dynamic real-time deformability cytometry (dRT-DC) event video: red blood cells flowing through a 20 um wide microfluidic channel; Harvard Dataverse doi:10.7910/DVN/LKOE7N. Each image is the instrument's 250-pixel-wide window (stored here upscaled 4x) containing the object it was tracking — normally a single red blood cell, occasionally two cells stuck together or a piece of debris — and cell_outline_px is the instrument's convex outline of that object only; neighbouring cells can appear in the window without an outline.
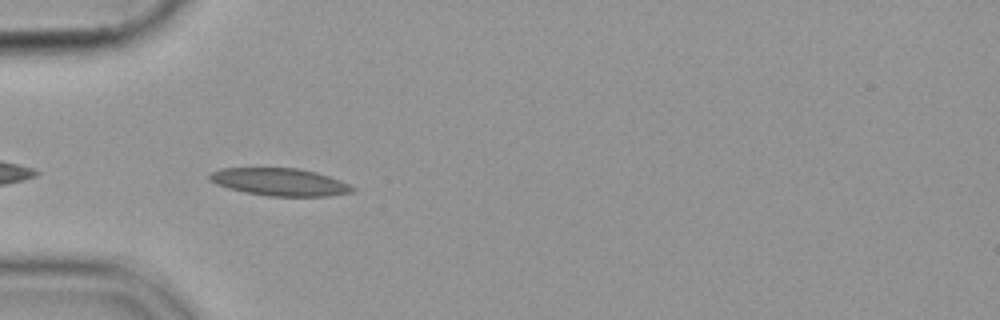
{"species": "common noctule bat (a hibernating species)", "species_latin": "Nyctalus noctula", "temperature_condition": "cold", "stored_images_in_passage": 7, "camera_frame_rate_fps": 3000, "um_per_image_px": 0.085, "animal": {"sex": "female", "body_mass_g": 19.9}, "frame": {"image": 1, "passage_image": 3, "time_ms": 0.667, "image_size_px": [1000, 320], "cell_outline_px": [[356, 188], [352, 192], [328, 196], [268, 196], [244, 192], [228, 188], [216, 184], [208, 180], [208, 176], [212, 172], [220, 168], [300, 168], [316, 172], [340, 180]], "centroid_in_image_um": [23.75, 15.47], "position_along_channel_um": 61.2, "area_um2": 22.95}}